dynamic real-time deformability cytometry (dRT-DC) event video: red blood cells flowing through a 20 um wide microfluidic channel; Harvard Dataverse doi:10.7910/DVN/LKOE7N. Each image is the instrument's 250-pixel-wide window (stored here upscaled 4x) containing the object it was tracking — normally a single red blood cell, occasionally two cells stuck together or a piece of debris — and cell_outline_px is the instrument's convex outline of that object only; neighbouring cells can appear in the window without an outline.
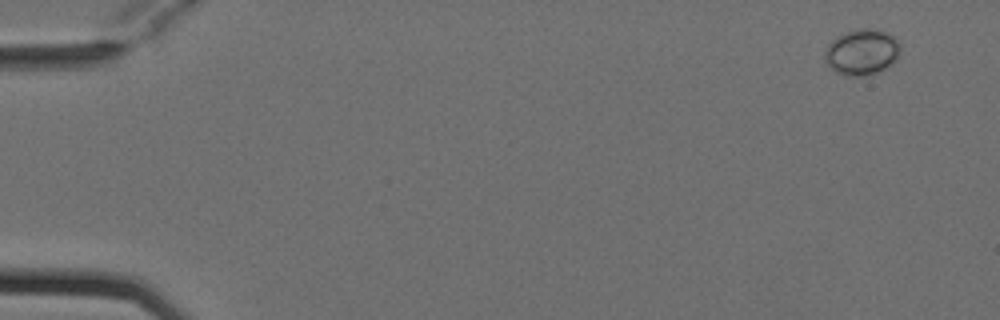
{"species": "Egyptian fruit bat (a non-hibernating species)", "species_latin": "Rousettus aegyptiacus", "temperature_condition": "cold", "stored_images_in_passage": 3, "camera_frame_rate_fps": 3000, "um_per_image_px": 0.085, "animal": {"sex": "female"}, "frame": {"image": 1, "passage_image": 1, "time_ms": 0.0, "image_size_px": [1000, 320], "cell_outline_px": [[900, 52], [896, 60], [892, 64], [876, 72], [864, 76], [848, 76], [836, 72], [824, 60], [824, 52], [828, 44], [836, 36], [848, 32], [864, 28], [884, 32], [892, 36], [900, 44]], "centroid_in_image_um": [73.24, 4.44], "position_along_channel_um": 11.8, "area_um2": 19.88}}